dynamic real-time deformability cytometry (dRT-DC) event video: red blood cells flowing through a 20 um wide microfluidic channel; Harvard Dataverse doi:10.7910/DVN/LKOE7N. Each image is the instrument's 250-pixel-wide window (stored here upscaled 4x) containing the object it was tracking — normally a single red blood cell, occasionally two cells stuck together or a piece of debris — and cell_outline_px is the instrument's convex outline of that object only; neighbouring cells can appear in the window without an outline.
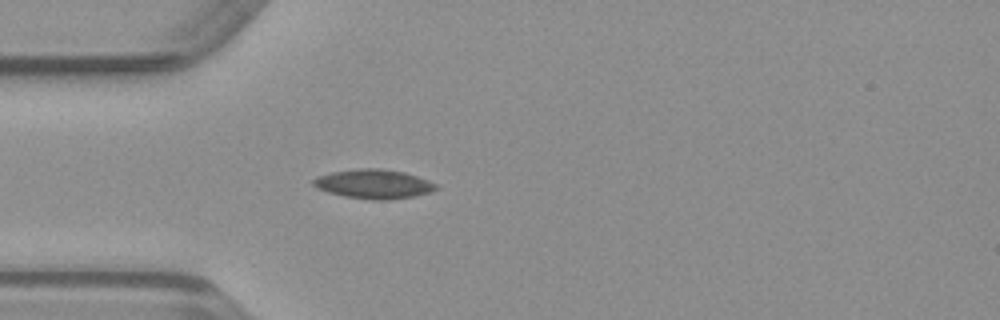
{"species": "common noctule bat (a hibernating species)", "species_latin": "Nyctalus noctula", "temperature_condition": "warm", "stored_images_in_passage": 36, "camera_frame_rate_fps": 3000, "um_per_image_px": 0.085, "animal": {"sex": "male", "body_mass_g": 23.1, "forearm_length_mm": 52.7}, "frame": {"image": 1, "passage_image": 1, "time_ms": 0.0, "image_size_px": [1000, 320], "cell_outline_px": [[440, 188], [432, 192], [412, 196], [388, 200], [372, 200], [344, 196], [328, 192], [316, 188], [312, 184], [312, 180], [316, 176], [332, 172], [356, 168], [380, 168], [404, 172], [428, 180], [436, 184]], "centroid_in_image_um": [31.75, 15.64], "position_along_channel_um": 53.2, "area_um2": 21.04}}
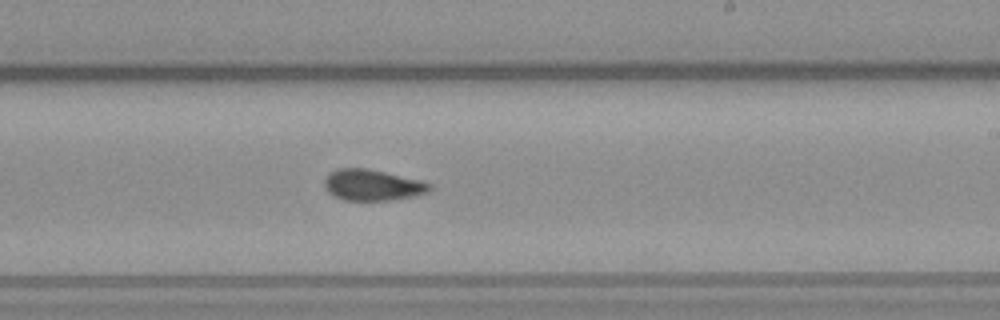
{"frame": {"image": 2, "passage_image": 16, "time_ms": 5.0, "image_size_px": [1000, 320], "cell_outline_px": [[432, 188], [428, 192], [412, 196], [388, 200], [344, 200], [328, 192], [324, 188], [324, 180], [328, 172], [336, 168], [368, 168], [420, 180], [432, 184]], "centroid_in_image_um": [31.62, 15.71], "position_along_channel_um": 257.4, "area_um2": 19.07}}
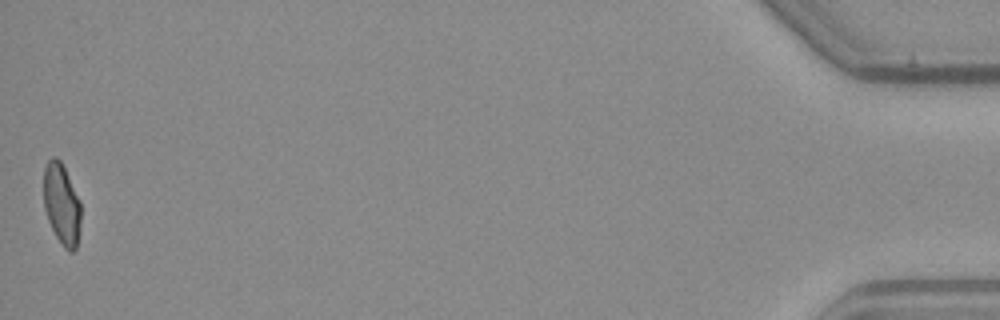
{"frame": {"image": 3, "passage_image": 36, "time_ms": 11.667, "image_size_px": [1000, 320], "cell_outline_px": [[80, 224], [76, 248], [72, 252], [68, 252], [64, 248], [56, 236], [48, 220], [44, 208], [44, 168], [48, 160], [52, 156], [56, 156], [60, 160], [80, 200]], "centroid_in_image_um": [5.23, 17.35], "position_along_channel_um": 430.0, "area_um2": 17.51}}